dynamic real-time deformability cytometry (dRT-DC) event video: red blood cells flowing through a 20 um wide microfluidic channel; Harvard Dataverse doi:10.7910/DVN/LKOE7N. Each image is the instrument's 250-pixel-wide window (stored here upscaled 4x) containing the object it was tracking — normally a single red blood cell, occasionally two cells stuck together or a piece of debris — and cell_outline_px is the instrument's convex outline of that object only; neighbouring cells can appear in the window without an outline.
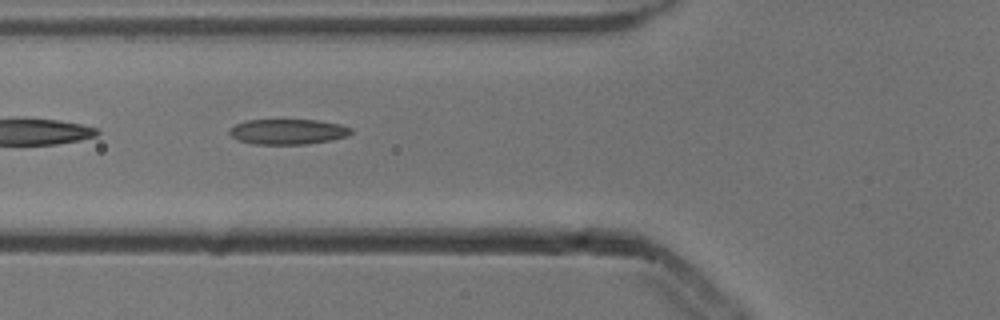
{"species": "common noctule bat (a hibernating species)", "species_latin": "Nyctalus noctula", "temperature_condition": "cold", "stored_images_in_passage": 3, "camera_frame_rate_fps": 3000, "um_per_image_px": 0.085, "animal": {"sex": "male", "body_mass_g": 13.3}, "frame": {"image": 1, "passage_image": 3, "time_ms": 0.667, "image_size_px": [1000, 320], "cell_outline_px": [[352, 132], [348, 136], [332, 140], [308, 144], [256, 144], [236, 140], [228, 132], [228, 128], [236, 124], [248, 120], [316, 120], [340, 124], [352, 128]], "centroid_in_image_um": [24.47, 11.2], "position_along_channel_um": 101.3, "area_um2": 18.03}}